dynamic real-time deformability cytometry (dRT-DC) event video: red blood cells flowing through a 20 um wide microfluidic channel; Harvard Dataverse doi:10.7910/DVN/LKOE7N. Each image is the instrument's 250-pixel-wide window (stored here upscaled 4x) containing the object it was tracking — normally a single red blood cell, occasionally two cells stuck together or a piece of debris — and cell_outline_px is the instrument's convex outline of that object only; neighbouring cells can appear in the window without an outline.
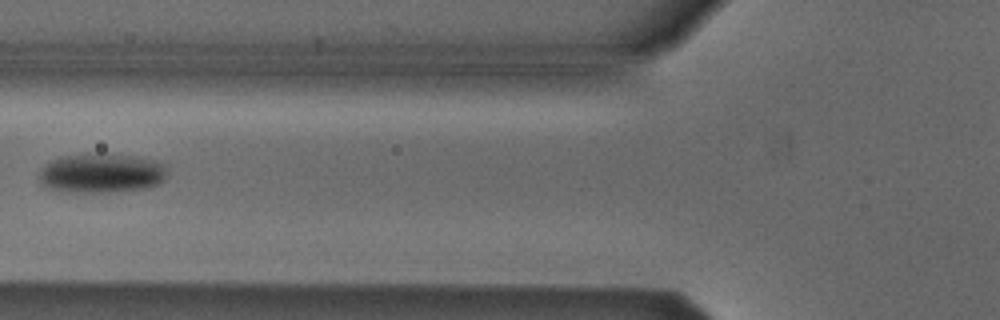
{"species": "Egyptian fruit bat (a non-hibernating species)", "species_latin": "Rousettus aegyptiacus", "temperature_condition": "cold", "stored_images_in_passage": 6, "camera_frame_rate_fps": 3000, "um_per_image_px": 0.085, "animal": {"sex": "male"}, "frame": {"image": 1, "passage_image": 5, "time_ms": 5.0, "image_size_px": [1000, 320], "cell_outline_px": [[164, 180], [160, 184], [148, 188], [108, 192], [60, 192], [48, 188], [40, 180], [40, 172], [44, 164], [60, 156], [88, 152], [104, 152], [132, 156], [152, 160], [164, 164]], "centroid_in_image_um": [8.58, 14.7], "position_along_channel_um": 117.2, "area_um2": 29.88}}
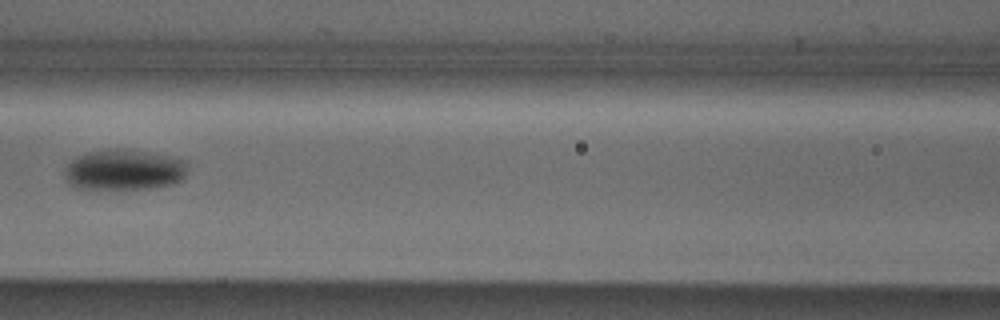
{"frame": {"image": 2, "passage_image": 6, "time_ms": 6.0, "image_size_px": [1000, 320], "cell_outline_px": [[188, 164], [184, 176], [180, 180], [172, 184], [148, 188], [76, 188], [68, 184], [64, 180], [64, 168], [76, 156], [84, 152], [116, 148], [124, 148], [152, 152], [188, 160]], "centroid_in_image_um": [10.52, 14.4], "position_along_channel_um": 156.1, "area_um2": 29.54}}